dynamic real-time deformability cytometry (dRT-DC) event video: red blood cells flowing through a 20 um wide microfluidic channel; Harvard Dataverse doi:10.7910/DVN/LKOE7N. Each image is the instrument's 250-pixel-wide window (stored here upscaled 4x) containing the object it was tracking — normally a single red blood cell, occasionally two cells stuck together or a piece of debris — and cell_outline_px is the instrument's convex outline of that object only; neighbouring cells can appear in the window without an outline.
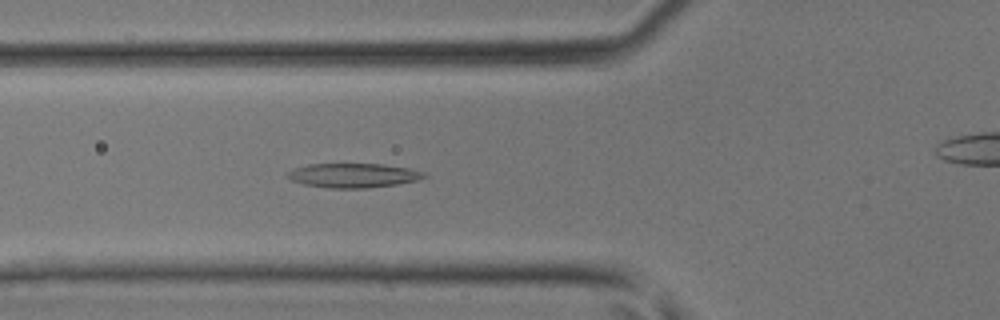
{"species": "common noctule bat (a hibernating species)", "species_latin": "Nyctalus noctula", "temperature_condition": "room temperature", "stored_images_in_passage": 40, "camera_frame_rate_fps": 3000, "um_per_image_px": 0.085, "animal": {"sex": "male", "body_mass_g": 17.9, "forearm_length_mm": 54.2}, "frame": {"image": 1, "passage_image": 17, "time_ms": 5.333, "image_size_px": [1000, 320], "cell_outline_px": [[428, 176], [416, 180], [396, 184], [368, 188], [328, 188], [304, 184], [292, 180], [288, 176], [288, 172], [296, 168], [308, 164], [384, 164], [408, 168], [424, 172]], "centroid_in_image_um": [30.05, 14.91], "position_along_channel_um": 95.7, "area_um2": 19.13}}
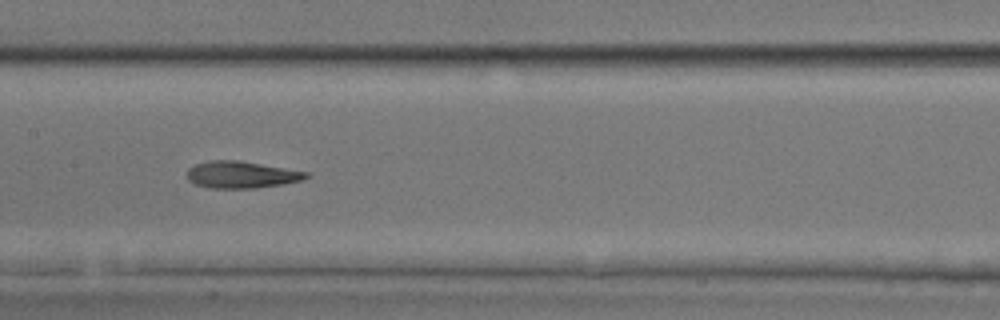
{"frame": {"image": 2, "passage_image": 23, "time_ms": 7.333, "image_size_px": [1000, 320], "cell_outline_px": [[312, 176], [300, 180], [284, 184], [256, 188], [208, 188], [196, 184], [188, 180], [188, 168], [196, 164], [212, 160], [236, 160], [308, 172]], "centroid_in_image_um": [20.52, 14.86], "position_along_channel_um": 186.9, "area_um2": 18.5}}
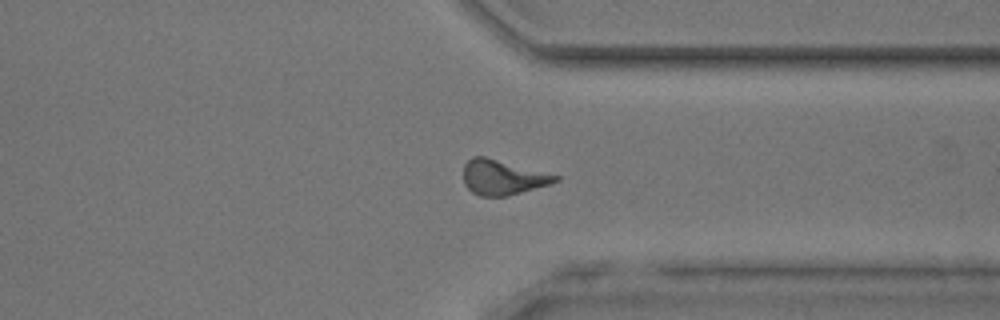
{"frame": {"image": 3, "passage_image": 35, "time_ms": 11.333, "image_size_px": [1000, 320], "cell_outline_px": [[560, 180], [548, 184], [520, 192], [504, 196], [480, 196], [472, 192], [464, 184], [464, 164], [472, 156], [484, 156], [560, 176]], "centroid_in_image_um": [42.69, 15.06], "position_along_channel_um": 368.7, "area_um2": 18.38}}